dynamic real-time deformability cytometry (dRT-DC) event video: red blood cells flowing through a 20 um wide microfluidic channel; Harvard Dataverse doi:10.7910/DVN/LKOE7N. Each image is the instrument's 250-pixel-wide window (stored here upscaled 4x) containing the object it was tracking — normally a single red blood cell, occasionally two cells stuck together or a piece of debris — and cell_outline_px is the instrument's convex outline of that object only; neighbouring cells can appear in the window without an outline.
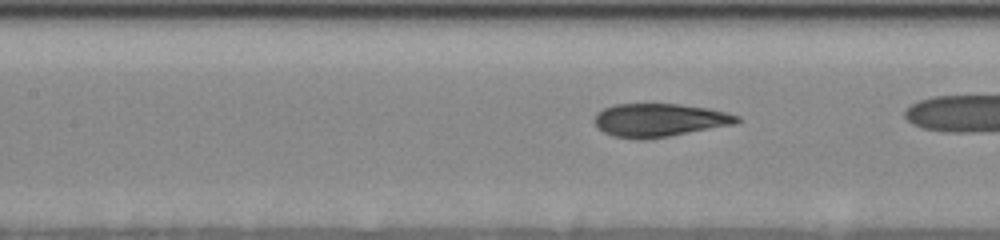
{"species": "human", "species_latin": "Homo sapiens", "temperature_condition": "cold", "stored_images_in_passage": 36, "camera_frame_rate_fps": 3000, "um_per_image_px": 0.085, "donor": {"sex": "female"}, "frame": {"image": 1, "passage_image": 10, "time_ms": 2.333, "image_size_px": [1000, 240], "cell_outline_px": [[740, 120], [736, 124], [668, 136], [644, 140], [636, 140], [612, 136], [596, 128], [592, 120], [596, 112], [604, 108], [616, 104], [680, 104], [708, 108], [728, 112], [740, 116]], "centroid_in_image_um": [56.01, 10.21], "position_along_channel_um": 151.4, "area_um2": 27.98}}
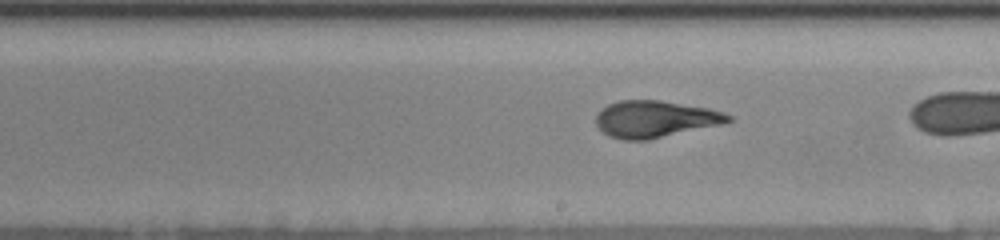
{"frame": {"image": 2, "passage_image": 20, "time_ms": 4.667, "image_size_px": [1000, 240], "cell_outline_px": [[732, 120], [724, 124], [648, 140], [624, 140], [608, 136], [596, 124], [596, 116], [608, 104], [620, 100], [660, 100], [708, 108], [724, 112], [732, 116]], "centroid_in_image_um": [55.72, 10.12], "position_along_channel_um": 233.3, "area_um2": 28.38}}
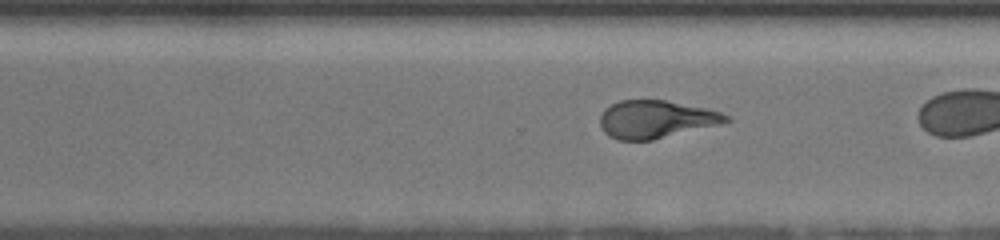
{"frame": {"image": 3, "passage_image": 30, "time_ms": 7.0, "image_size_px": [1000, 240], "cell_outline_px": [[732, 120], [720, 124], [652, 140], [620, 140], [608, 136], [604, 132], [600, 124], [600, 116], [604, 108], [620, 100], [664, 100], [704, 108], [720, 112], [728, 116]], "centroid_in_image_um": [55.72, 10.14], "position_along_channel_um": 314.9, "area_um2": 27.51}}